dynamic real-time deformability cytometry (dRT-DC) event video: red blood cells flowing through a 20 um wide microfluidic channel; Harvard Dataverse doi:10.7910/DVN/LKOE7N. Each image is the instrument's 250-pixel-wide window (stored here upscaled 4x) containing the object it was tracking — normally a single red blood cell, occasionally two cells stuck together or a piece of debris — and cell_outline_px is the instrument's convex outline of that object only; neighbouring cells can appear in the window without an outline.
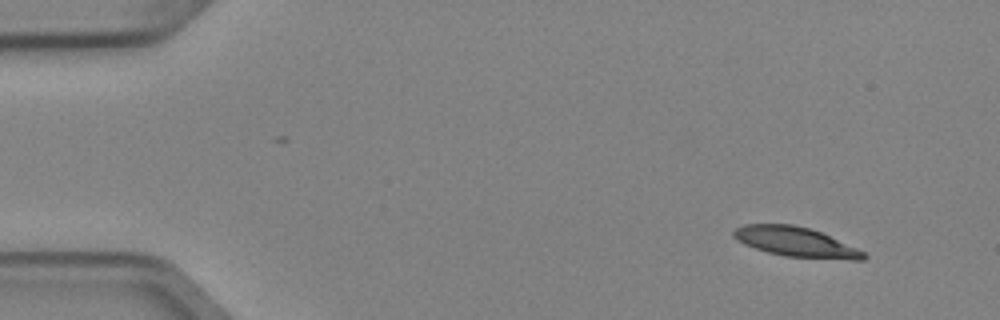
{"species": "Egyptian fruit bat (a non-hibernating species)", "species_latin": "Rousettus aegyptiacus", "temperature_condition": "cold", "stored_images_in_passage": 4, "camera_frame_rate_fps": 3000, "um_per_image_px": 0.085, "animal": {"sex": "female"}, "frame": {"image": 1, "passage_image": 1, "time_ms": 0.0, "image_size_px": [1000, 320], "cell_outline_px": [[868, 256], [864, 260], [852, 260], [784, 256], [768, 252], [744, 244], [736, 240], [732, 236], [732, 232], [736, 228], [744, 224], [792, 224], [808, 228], [820, 232], [856, 248], [864, 252]], "centroid_in_image_um": [67.61, 20.57], "position_along_channel_um": 17.4, "area_um2": 22.31}}
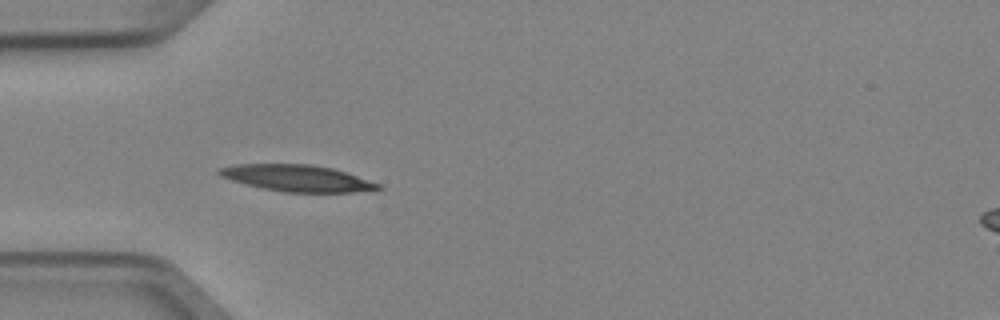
{"frame": {"image": 2, "passage_image": 4, "time_ms": 1.0, "image_size_px": [1000, 320], "cell_outline_px": [[384, 188], [352, 192], [284, 192], [260, 188], [232, 180], [220, 176], [216, 172], [220, 168], [236, 164], [308, 164], [332, 168], [380, 184]], "centroid_in_image_um": [25.21, 15.14], "position_along_channel_um": 59.8, "area_um2": 24.28}}